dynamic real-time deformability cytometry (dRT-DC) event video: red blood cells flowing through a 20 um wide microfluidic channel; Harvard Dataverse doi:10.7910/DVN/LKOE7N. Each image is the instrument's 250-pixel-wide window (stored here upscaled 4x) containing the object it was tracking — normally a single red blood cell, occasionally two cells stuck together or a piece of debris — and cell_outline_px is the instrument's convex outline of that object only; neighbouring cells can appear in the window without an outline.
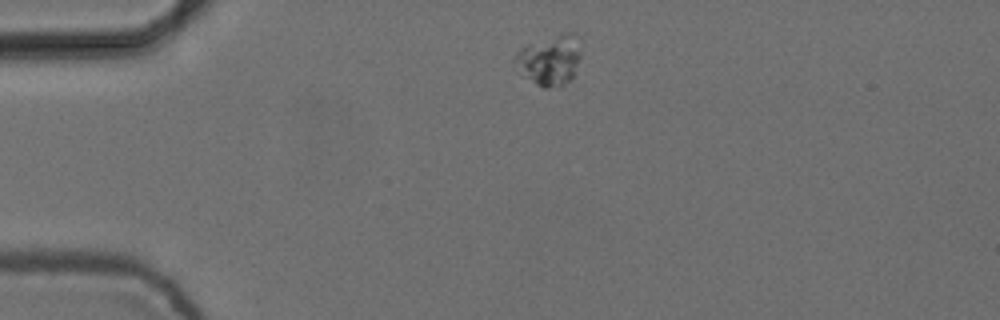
{"species": "common noctule bat (a hibernating species)", "species_latin": "Nyctalus noctula", "temperature_condition": "cold", "stored_images_in_passage": 2, "camera_frame_rate_fps": 3000, "um_per_image_px": 0.085, "animal": {"sex": "female", "body_mass_g": 24.6, "forearm_length_mm": 56.2}, "frame": {"image": 1, "passage_image": 1, "time_ms": 0.0, "image_size_px": [1000, 320], "cell_outline_px": [[580, 56], [572, 80], [564, 84], [548, 88], [544, 88], [536, 84], [512, 64], [512, 60], [516, 52], [524, 44], [564, 32], [572, 32], [580, 36]], "centroid_in_image_um": [46.72, 5.05], "position_along_channel_um": 38.3, "area_um2": 19.77}}